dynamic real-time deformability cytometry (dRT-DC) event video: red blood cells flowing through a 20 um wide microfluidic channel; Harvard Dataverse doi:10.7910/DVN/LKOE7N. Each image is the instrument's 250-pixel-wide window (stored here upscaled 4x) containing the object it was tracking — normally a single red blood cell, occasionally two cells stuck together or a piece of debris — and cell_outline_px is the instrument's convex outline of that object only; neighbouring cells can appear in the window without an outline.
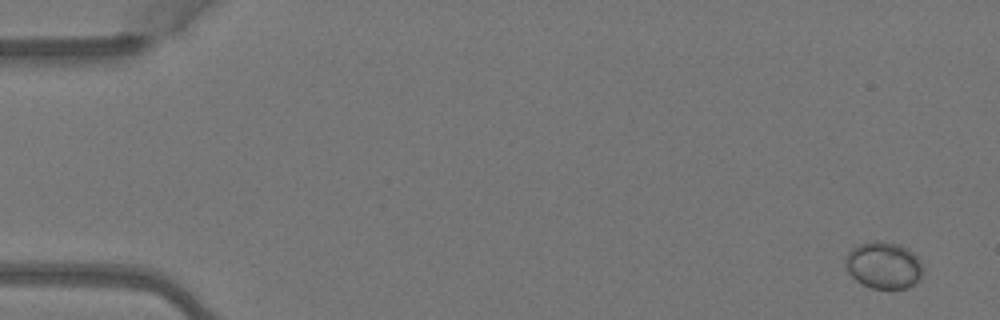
{"species": "Egyptian fruit bat (a non-hibernating species)", "species_latin": "Rousettus aegyptiacus", "temperature_condition": "warm", "stored_images_in_passage": 5, "camera_frame_rate_fps": 3000, "um_per_image_px": 0.085, "animal": {"sex": "female"}, "frame": {"image": 1, "passage_image": 1, "time_ms": 0.0, "image_size_px": [1000, 320], "cell_outline_px": [[924, 268], [920, 280], [908, 288], [872, 288], [856, 280], [848, 272], [844, 264], [844, 260], [848, 252], [852, 248], [860, 244], [876, 240], [880, 240], [900, 244], [908, 248], [920, 260]], "centroid_in_image_um": [75.13, 22.53], "position_along_channel_um": 9.9, "area_um2": 21.39}}